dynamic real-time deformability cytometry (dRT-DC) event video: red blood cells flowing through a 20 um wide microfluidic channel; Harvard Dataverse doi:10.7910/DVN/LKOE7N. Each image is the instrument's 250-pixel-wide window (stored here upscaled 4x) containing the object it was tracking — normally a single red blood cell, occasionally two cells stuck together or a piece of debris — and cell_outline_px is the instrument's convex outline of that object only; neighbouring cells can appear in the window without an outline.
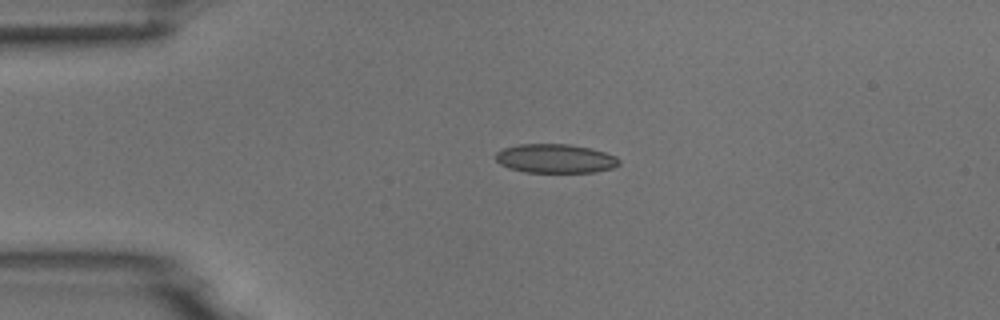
{"species": "common noctule bat (a hibernating species)", "species_latin": "Nyctalus noctula", "temperature_condition": "room temperature", "stored_images_in_passage": 2, "camera_frame_rate_fps": 3000, "um_per_image_px": 0.085, "animal": {"sex": "male", "body_mass_g": 18.8}, "frame": {"image": 1, "passage_image": 2, "time_ms": 1.333, "image_size_px": [1000, 320], "cell_outline_px": [[620, 164], [612, 168], [596, 172], [524, 172], [508, 168], [500, 164], [496, 160], [496, 152], [504, 148], [520, 144], [568, 144], [588, 148], [604, 152], [616, 156], [620, 160]], "centroid_in_image_um": [47.2, 13.48], "position_along_channel_um": 37.8, "area_um2": 20.81}}